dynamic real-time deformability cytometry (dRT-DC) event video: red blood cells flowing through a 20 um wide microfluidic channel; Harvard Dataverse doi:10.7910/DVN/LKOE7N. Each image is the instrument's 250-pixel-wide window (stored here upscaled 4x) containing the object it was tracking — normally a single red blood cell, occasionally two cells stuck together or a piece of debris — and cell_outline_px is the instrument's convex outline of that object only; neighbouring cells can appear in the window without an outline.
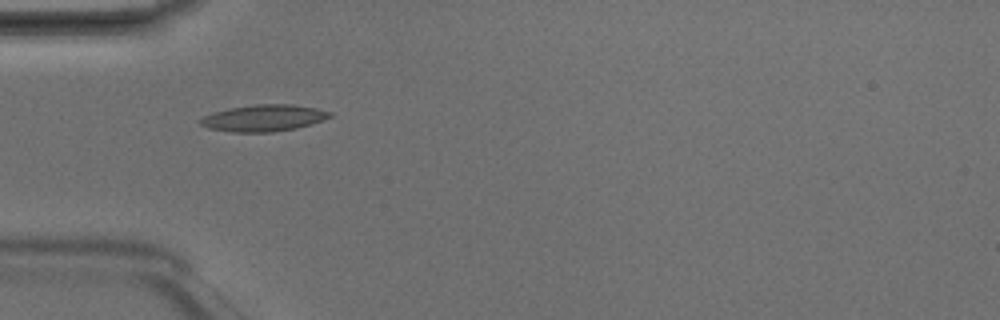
{"species": "Egyptian fruit bat (a non-hibernating species)", "species_latin": "Rousettus aegyptiacus", "temperature_condition": "room temperature", "stored_images_in_passage": 8, "camera_frame_rate_fps": 3000, "um_per_image_px": 0.085, "animal": {"sex": "male"}, "frame": {"image": 1, "passage_image": 5, "time_ms": 1.333, "image_size_px": [1000, 320], "cell_outline_px": [[332, 116], [296, 128], [272, 132], [232, 132], [208, 128], [200, 124], [200, 120], [204, 116], [212, 112], [232, 108], [256, 104], [292, 104], [316, 108], [332, 112]], "centroid_in_image_um": [22.39, 10.03], "position_along_channel_um": 62.6, "area_um2": 19.83}}
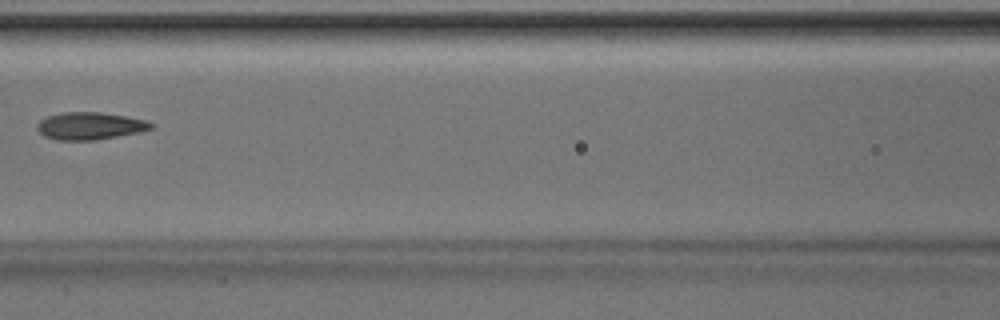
{"frame": {"image": 2, "passage_image": 7, "time_ms": 2.0, "image_size_px": [1000, 320], "cell_outline_px": [[152, 128], [140, 132], [96, 140], [56, 140], [44, 136], [36, 128], [36, 124], [40, 120], [48, 116], [64, 112], [100, 112], [124, 116], [144, 120], [152, 124]], "centroid_in_image_um": [7.6, 10.71], "position_along_channel_um": 159.0, "area_um2": 18.03}}